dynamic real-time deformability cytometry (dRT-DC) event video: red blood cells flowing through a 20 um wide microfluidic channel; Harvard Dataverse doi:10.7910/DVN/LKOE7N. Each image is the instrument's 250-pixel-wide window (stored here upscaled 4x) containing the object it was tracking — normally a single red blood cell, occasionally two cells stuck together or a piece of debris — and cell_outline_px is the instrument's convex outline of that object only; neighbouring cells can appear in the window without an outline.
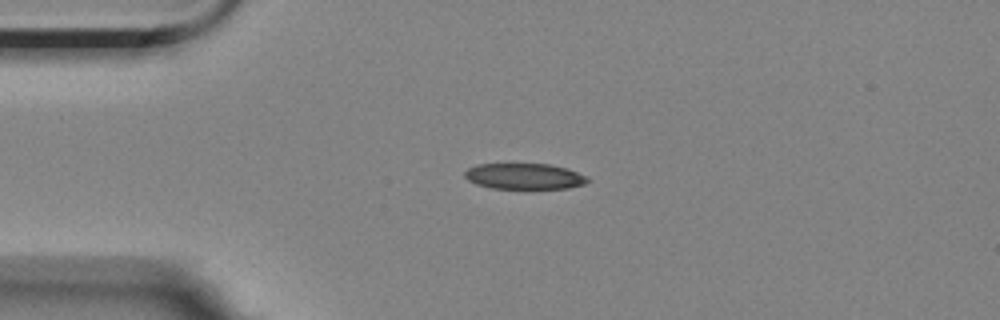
{"species": "Egyptian fruit bat (a non-hibernating species)", "species_latin": "Rousettus aegyptiacus", "temperature_condition": "room temperature", "stored_images_in_passage": 4, "camera_frame_rate_fps": 3000, "um_per_image_px": 0.085, "animal": {"sex": "female"}, "frame": {"image": 1, "passage_image": 3, "time_ms": 2.333, "image_size_px": [1000, 320], "cell_outline_px": [[592, 180], [584, 184], [568, 188], [492, 188], [476, 184], [468, 180], [464, 176], [464, 172], [468, 168], [476, 164], [552, 164], [568, 168], [588, 176]], "centroid_in_image_um": [44.61, 14.97], "position_along_channel_um": 40.4, "area_um2": 18.67}}